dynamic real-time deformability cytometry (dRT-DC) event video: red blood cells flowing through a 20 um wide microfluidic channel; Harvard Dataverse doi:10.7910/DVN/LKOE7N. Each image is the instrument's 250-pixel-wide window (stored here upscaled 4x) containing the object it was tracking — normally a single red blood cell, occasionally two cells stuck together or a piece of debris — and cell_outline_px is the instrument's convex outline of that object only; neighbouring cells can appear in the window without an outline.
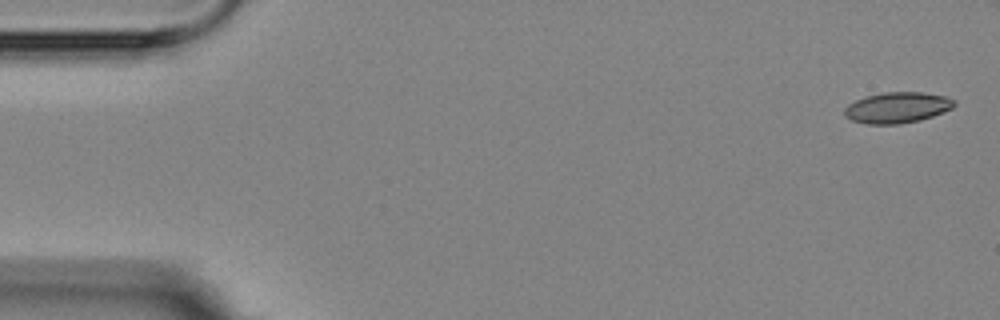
{"species": "Egyptian fruit bat (a non-hibernating species)", "species_latin": "Rousettus aegyptiacus", "temperature_condition": "room temperature", "stored_images_in_passage": 3, "camera_frame_rate_fps": 3000, "um_per_image_px": 0.085, "animal": {"sex": "female"}, "frame": {"image": 1, "passage_image": 1, "time_ms": 0.0, "image_size_px": [1000, 320], "cell_outline_px": [[956, 104], [952, 108], [932, 116], [920, 120], [900, 124], [868, 124], [852, 120], [844, 116], [844, 108], [848, 104], [856, 100], [868, 96], [884, 92], [920, 92], [944, 96], [956, 100]], "centroid_in_image_um": [76.26, 9.15], "position_along_channel_um": 8.7, "area_um2": 19.65}}